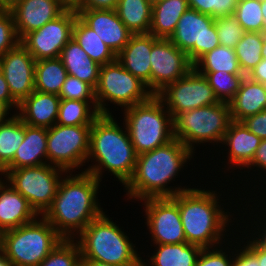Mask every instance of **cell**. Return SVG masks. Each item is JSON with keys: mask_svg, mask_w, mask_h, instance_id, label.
Here are the masks:
<instances>
[{"mask_svg": "<svg viewBox=\"0 0 266 266\" xmlns=\"http://www.w3.org/2000/svg\"><path fill=\"white\" fill-rule=\"evenodd\" d=\"M58 96L63 100L96 101L95 89L71 75L66 77Z\"/></svg>", "mask_w": 266, "mask_h": 266, "instance_id": "cell-41", "label": "cell"}, {"mask_svg": "<svg viewBox=\"0 0 266 266\" xmlns=\"http://www.w3.org/2000/svg\"><path fill=\"white\" fill-rule=\"evenodd\" d=\"M60 100L58 95L34 90L19 103L15 114L26 125L50 128L57 122Z\"/></svg>", "mask_w": 266, "mask_h": 266, "instance_id": "cell-21", "label": "cell"}, {"mask_svg": "<svg viewBox=\"0 0 266 266\" xmlns=\"http://www.w3.org/2000/svg\"><path fill=\"white\" fill-rule=\"evenodd\" d=\"M91 126L55 124L47 128V164L67 173L83 167L89 154Z\"/></svg>", "mask_w": 266, "mask_h": 266, "instance_id": "cell-11", "label": "cell"}, {"mask_svg": "<svg viewBox=\"0 0 266 266\" xmlns=\"http://www.w3.org/2000/svg\"><path fill=\"white\" fill-rule=\"evenodd\" d=\"M251 80L266 85V58H263L247 75Z\"/></svg>", "mask_w": 266, "mask_h": 266, "instance_id": "cell-49", "label": "cell"}, {"mask_svg": "<svg viewBox=\"0 0 266 266\" xmlns=\"http://www.w3.org/2000/svg\"><path fill=\"white\" fill-rule=\"evenodd\" d=\"M197 72L226 71L230 74H243L235 50L226 46H217L201 56L194 64Z\"/></svg>", "mask_w": 266, "mask_h": 266, "instance_id": "cell-32", "label": "cell"}, {"mask_svg": "<svg viewBox=\"0 0 266 266\" xmlns=\"http://www.w3.org/2000/svg\"><path fill=\"white\" fill-rule=\"evenodd\" d=\"M0 102L4 103L10 110H13L15 108L17 113L18 105L19 103L12 97L9 88L8 83L5 80V77L3 76V73L0 69Z\"/></svg>", "mask_w": 266, "mask_h": 266, "instance_id": "cell-47", "label": "cell"}, {"mask_svg": "<svg viewBox=\"0 0 266 266\" xmlns=\"http://www.w3.org/2000/svg\"><path fill=\"white\" fill-rule=\"evenodd\" d=\"M115 119L113 114H100L93 121L87 162L95 161L84 172L101 182L103 173L109 171L125 186L134 173L137 154L124 122L123 128Z\"/></svg>", "mask_w": 266, "mask_h": 266, "instance_id": "cell-3", "label": "cell"}, {"mask_svg": "<svg viewBox=\"0 0 266 266\" xmlns=\"http://www.w3.org/2000/svg\"><path fill=\"white\" fill-rule=\"evenodd\" d=\"M67 76L59 57L38 60L35 63V90L59 95Z\"/></svg>", "mask_w": 266, "mask_h": 266, "instance_id": "cell-31", "label": "cell"}, {"mask_svg": "<svg viewBox=\"0 0 266 266\" xmlns=\"http://www.w3.org/2000/svg\"><path fill=\"white\" fill-rule=\"evenodd\" d=\"M68 7H74L80 0H61Z\"/></svg>", "mask_w": 266, "mask_h": 266, "instance_id": "cell-57", "label": "cell"}, {"mask_svg": "<svg viewBox=\"0 0 266 266\" xmlns=\"http://www.w3.org/2000/svg\"><path fill=\"white\" fill-rule=\"evenodd\" d=\"M77 16V11L73 7H68L56 19L47 22L42 28L28 33L20 43L35 61L58 58L63 47L73 37V26Z\"/></svg>", "mask_w": 266, "mask_h": 266, "instance_id": "cell-14", "label": "cell"}, {"mask_svg": "<svg viewBox=\"0 0 266 266\" xmlns=\"http://www.w3.org/2000/svg\"><path fill=\"white\" fill-rule=\"evenodd\" d=\"M153 245L156 247L154 254L148 255L150 257L146 260L148 263L144 262L145 259H141V266H195L202 250L201 247L187 242Z\"/></svg>", "mask_w": 266, "mask_h": 266, "instance_id": "cell-28", "label": "cell"}, {"mask_svg": "<svg viewBox=\"0 0 266 266\" xmlns=\"http://www.w3.org/2000/svg\"><path fill=\"white\" fill-rule=\"evenodd\" d=\"M234 16L245 32H264L261 0H238Z\"/></svg>", "mask_w": 266, "mask_h": 266, "instance_id": "cell-37", "label": "cell"}, {"mask_svg": "<svg viewBox=\"0 0 266 266\" xmlns=\"http://www.w3.org/2000/svg\"><path fill=\"white\" fill-rule=\"evenodd\" d=\"M261 138L250 132L242 122L231 121L224 135L223 147L228 150L227 165L232 169L240 170L252 161L256 149L260 145ZM225 145V146H224ZM234 167V168H233ZM243 167V168H242Z\"/></svg>", "mask_w": 266, "mask_h": 266, "instance_id": "cell-23", "label": "cell"}, {"mask_svg": "<svg viewBox=\"0 0 266 266\" xmlns=\"http://www.w3.org/2000/svg\"><path fill=\"white\" fill-rule=\"evenodd\" d=\"M142 202L145 223L152 244H179L186 242L178 203L172 197L147 198Z\"/></svg>", "mask_w": 266, "mask_h": 266, "instance_id": "cell-15", "label": "cell"}, {"mask_svg": "<svg viewBox=\"0 0 266 266\" xmlns=\"http://www.w3.org/2000/svg\"><path fill=\"white\" fill-rule=\"evenodd\" d=\"M265 209V210H264ZM260 210H264L265 212H262V213H264L263 215V217L266 219V208H262L261 207V209ZM264 218H260L259 220H257V221H259L260 223H258L257 224V221H255V219H254V223H255V225L257 226H259V224H261L260 226H259V228H258V226H257V228L255 229V230H258L257 232L255 231V230H253L254 231V233L252 234V238L264 249V250H266V220L264 219ZM262 219H264L263 221L265 222V224H264V222L262 223L261 221H262ZM264 224V225H263ZM264 226V227H263ZM262 228V229H261ZM259 233V234H258ZM258 234V235H257ZM256 235V236H258V237H254V236Z\"/></svg>", "mask_w": 266, "mask_h": 266, "instance_id": "cell-50", "label": "cell"}, {"mask_svg": "<svg viewBox=\"0 0 266 266\" xmlns=\"http://www.w3.org/2000/svg\"><path fill=\"white\" fill-rule=\"evenodd\" d=\"M220 247L221 246L202 249L197 258L195 266H231L234 257V251H231V255V247L229 248L227 246L225 249ZM226 249L230 250L227 251ZM227 253H229V255Z\"/></svg>", "mask_w": 266, "mask_h": 266, "instance_id": "cell-43", "label": "cell"}, {"mask_svg": "<svg viewBox=\"0 0 266 266\" xmlns=\"http://www.w3.org/2000/svg\"><path fill=\"white\" fill-rule=\"evenodd\" d=\"M256 168L255 170H252V171H256L258 170L260 174V177L261 176H264L261 175L262 174V171L266 172V139H262L261 142H260V145L258 146V148L256 149V152H255V155L252 159V161L245 167L247 169H252V168ZM262 170L260 171L259 170Z\"/></svg>", "mask_w": 266, "mask_h": 266, "instance_id": "cell-46", "label": "cell"}, {"mask_svg": "<svg viewBox=\"0 0 266 266\" xmlns=\"http://www.w3.org/2000/svg\"><path fill=\"white\" fill-rule=\"evenodd\" d=\"M231 121L229 103L219 102L178 114L173 119V136L194 154L195 144L222 143Z\"/></svg>", "mask_w": 266, "mask_h": 266, "instance_id": "cell-8", "label": "cell"}, {"mask_svg": "<svg viewBox=\"0 0 266 266\" xmlns=\"http://www.w3.org/2000/svg\"><path fill=\"white\" fill-rule=\"evenodd\" d=\"M19 0H0V9H10Z\"/></svg>", "mask_w": 266, "mask_h": 266, "instance_id": "cell-53", "label": "cell"}, {"mask_svg": "<svg viewBox=\"0 0 266 266\" xmlns=\"http://www.w3.org/2000/svg\"><path fill=\"white\" fill-rule=\"evenodd\" d=\"M47 164V128L25 124V137L14 159L3 169L13 170Z\"/></svg>", "mask_w": 266, "mask_h": 266, "instance_id": "cell-24", "label": "cell"}, {"mask_svg": "<svg viewBox=\"0 0 266 266\" xmlns=\"http://www.w3.org/2000/svg\"><path fill=\"white\" fill-rule=\"evenodd\" d=\"M67 8L61 0H19L9 10L21 41L28 33L56 19Z\"/></svg>", "mask_w": 266, "mask_h": 266, "instance_id": "cell-18", "label": "cell"}, {"mask_svg": "<svg viewBox=\"0 0 266 266\" xmlns=\"http://www.w3.org/2000/svg\"><path fill=\"white\" fill-rule=\"evenodd\" d=\"M78 17L117 55L133 33L120 20L115 9L74 8Z\"/></svg>", "mask_w": 266, "mask_h": 266, "instance_id": "cell-19", "label": "cell"}, {"mask_svg": "<svg viewBox=\"0 0 266 266\" xmlns=\"http://www.w3.org/2000/svg\"><path fill=\"white\" fill-rule=\"evenodd\" d=\"M231 119L241 122L266 109V85L245 76L241 87L229 102Z\"/></svg>", "mask_w": 266, "mask_h": 266, "instance_id": "cell-25", "label": "cell"}, {"mask_svg": "<svg viewBox=\"0 0 266 266\" xmlns=\"http://www.w3.org/2000/svg\"><path fill=\"white\" fill-rule=\"evenodd\" d=\"M169 40L187 54L192 64L220 45L215 19L191 8L181 16Z\"/></svg>", "mask_w": 266, "mask_h": 266, "instance_id": "cell-12", "label": "cell"}, {"mask_svg": "<svg viewBox=\"0 0 266 266\" xmlns=\"http://www.w3.org/2000/svg\"><path fill=\"white\" fill-rule=\"evenodd\" d=\"M100 186V181L84 170L76 175L65 174L51 206L42 216L63 239H75L104 212L97 195Z\"/></svg>", "mask_w": 266, "mask_h": 266, "instance_id": "cell-2", "label": "cell"}, {"mask_svg": "<svg viewBox=\"0 0 266 266\" xmlns=\"http://www.w3.org/2000/svg\"><path fill=\"white\" fill-rule=\"evenodd\" d=\"M150 64L151 92L154 95L166 85L184 77L193 68L187 54L164 38H159L153 44Z\"/></svg>", "mask_w": 266, "mask_h": 266, "instance_id": "cell-16", "label": "cell"}, {"mask_svg": "<svg viewBox=\"0 0 266 266\" xmlns=\"http://www.w3.org/2000/svg\"><path fill=\"white\" fill-rule=\"evenodd\" d=\"M68 75L90 84L98 85L100 65L93 61L75 39H71L62 49L60 56Z\"/></svg>", "mask_w": 266, "mask_h": 266, "instance_id": "cell-26", "label": "cell"}, {"mask_svg": "<svg viewBox=\"0 0 266 266\" xmlns=\"http://www.w3.org/2000/svg\"><path fill=\"white\" fill-rule=\"evenodd\" d=\"M11 112V110L4 104L0 102V124L6 122L10 117L9 113Z\"/></svg>", "mask_w": 266, "mask_h": 266, "instance_id": "cell-52", "label": "cell"}, {"mask_svg": "<svg viewBox=\"0 0 266 266\" xmlns=\"http://www.w3.org/2000/svg\"><path fill=\"white\" fill-rule=\"evenodd\" d=\"M0 266H13L0 251Z\"/></svg>", "mask_w": 266, "mask_h": 266, "instance_id": "cell-56", "label": "cell"}, {"mask_svg": "<svg viewBox=\"0 0 266 266\" xmlns=\"http://www.w3.org/2000/svg\"><path fill=\"white\" fill-rule=\"evenodd\" d=\"M188 8V0L153 1L149 34L157 38L169 39L175 32L179 19Z\"/></svg>", "mask_w": 266, "mask_h": 266, "instance_id": "cell-27", "label": "cell"}, {"mask_svg": "<svg viewBox=\"0 0 266 266\" xmlns=\"http://www.w3.org/2000/svg\"><path fill=\"white\" fill-rule=\"evenodd\" d=\"M35 59L19 43L0 58V69L12 97L20 103L35 90Z\"/></svg>", "mask_w": 266, "mask_h": 266, "instance_id": "cell-17", "label": "cell"}, {"mask_svg": "<svg viewBox=\"0 0 266 266\" xmlns=\"http://www.w3.org/2000/svg\"><path fill=\"white\" fill-rule=\"evenodd\" d=\"M73 39L100 66L114 62L116 55L78 16L73 26Z\"/></svg>", "mask_w": 266, "mask_h": 266, "instance_id": "cell-30", "label": "cell"}, {"mask_svg": "<svg viewBox=\"0 0 266 266\" xmlns=\"http://www.w3.org/2000/svg\"><path fill=\"white\" fill-rule=\"evenodd\" d=\"M261 53H262V57H263V58H266V34H265V36H264L263 46H262V51H261Z\"/></svg>", "mask_w": 266, "mask_h": 266, "instance_id": "cell-58", "label": "cell"}, {"mask_svg": "<svg viewBox=\"0 0 266 266\" xmlns=\"http://www.w3.org/2000/svg\"><path fill=\"white\" fill-rule=\"evenodd\" d=\"M159 38L151 34H133L126 46L116 55L117 61L151 91L150 54Z\"/></svg>", "mask_w": 266, "mask_h": 266, "instance_id": "cell-20", "label": "cell"}, {"mask_svg": "<svg viewBox=\"0 0 266 266\" xmlns=\"http://www.w3.org/2000/svg\"><path fill=\"white\" fill-rule=\"evenodd\" d=\"M25 137V123L14 113L0 124V171L13 159Z\"/></svg>", "mask_w": 266, "mask_h": 266, "instance_id": "cell-33", "label": "cell"}, {"mask_svg": "<svg viewBox=\"0 0 266 266\" xmlns=\"http://www.w3.org/2000/svg\"><path fill=\"white\" fill-rule=\"evenodd\" d=\"M99 115L96 101L61 99L56 124L62 126L92 125Z\"/></svg>", "mask_w": 266, "mask_h": 266, "instance_id": "cell-34", "label": "cell"}, {"mask_svg": "<svg viewBox=\"0 0 266 266\" xmlns=\"http://www.w3.org/2000/svg\"><path fill=\"white\" fill-rule=\"evenodd\" d=\"M261 11L264 19V33L266 34V0H261Z\"/></svg>", "mask_w": 266, "mask_h": 266, "instance_id": "cell-55", "label": "cell"}, {"mask_svg": "<svg viewBox=\"0 0 266 266\" xmlns=\"http://www.w3.org/2000/svg\"><path fill=\"white\" fill-rule=\"evenodd\" d=\"M0 178V233L18 228L39 215L28 200Z\"/></svg>", "mask_w": 266, "mask_h": 266, "instance_id": "cell-22", "label": "cell"}, {"mask_svg": "<svg viewBox=\"0 0 266 266\" xmlns=\"http://www.w3.org/2000/svg\"><path fill=\"white\" fill-rule=\"evenodd\" d=\"M63 238L43 217L7 230L0 236V251L13 266H38Z\"/></svg>", "mask_w": 266, "mask_h": 266, "instance_id": "cell-6", "label": "cell"}, {"mask_svg": "<svg viewBox=\"0 0 266 266\" xmlns=\"http://www.w3.org/2000/svg\"><path fill=\"white\" fill-rule=\"evenodd\" d=\"M152 3L151 0H118L115 10L133 34H149Z\"/></svg>", "mask_w": 266, "mask_h": 266, "instance_id": "cell-29", "label": "cell"}, {"mask_svg": "<svg viewBox=\"0 0 266 266\" xmlns=\"http://www.w3.org/2000/svg\"><path fill=\"white\" fill-rule=\"evenodd\" d=\"M193 153L179 140L137 155L134 173L124 186L127 200L138 202L147 198L173 197L191 187L168 186L178 178L180 171L193 157ZM177 176V177H176Z\"/></svg>", "mask_w": 266, "mask_h": 266, "instance_id": "cell-1", "label": "cell"}, {"mask_svg": "<svg viewBox=\"0 0 266 266\" xmlns=\"http://www.w3.org/2000/svg\"><path fill=\"white\" fill-rule=\"evenodd\" d=\"M264 36V32H245L234 48L240 68L246 76L263 59L261 51Z\"/></svg>", "mask_w": 266, "mask_h": 266, "instance_id": "cell-35", "label": "cell"}, {"mask_svg": "<svg viewBox=\"0 0 266 266\" xmlns=\"http://www.w3.org/2000/svg\"><path fill=\"white\" fill-rule=\"evenodd\" d=\"M241 122L250 132L261 139H266V109L245 118Z\"/></svg>", "mask_w": 266, "mask_h": 266, "instance_id": "cell-44", "label": "cell"}, {"mask_svg": "<svg viewBox=\"0 0 266 266\" xmlns=\"http://www.w3.org/2000/svg\"><path fill=\"white\" fill-rule=\"evenodd\" d=\"M87 266H115L108 263L99 262L96 260H83Z\"/></svg>", "mask_w": 266, "mask_h": 266, "instance_id": "cell-54", "label": "cell"}, {"mask_svg": "<svg viewBox=\"0 0 266 266\" xmlns=\"http://www.w3.org/2000/svg\"><path fill=\"white\" fill-rule=\"evenodd\" d=\"M153 95L147 85L127 71L117 59L100 67L99 81L95 88L99 114L112 115L106 107L107 101L122 107V110L146 102Z\"/></svg>", "mask_w": 266, "mask_h": 266, "instance_id": "cell-9", "label": "cell"}, {"mask_svg": "<svg viewBox=\"0 0 266 266\" xmlns=\"http://www.w3.org/2000/svg\"><path fill=\"white\" fill-rule=\"evenodd\" d=\"M65 174L67 172L61 168L44 164L2 170L0 175H3L5 181L26 198L35 212L42 216L51 206Z\"/></svg>", "mask_w": 266, "mask_h": 266, "instance_id": "cell-10", "label": "cell"}, {"mask_svg": "<svg viewBox=\"0 0 266 266\" xmlns=\"http://www.w3.org/2000/svg\"><path fill=\"white\" fill-rule=\"evenodd\" d=\"M75 266H87L83 260H80Z\"/></svg>", "mask_w": 266, "mask_h": 266, "instance_id": "cell-59", "label": "cell"}, {"mask_svg": "<svg viewBox=\"0 0 266 266\" xmlns=\"http://www.w3.org/2000/svg\"><path fill=\"white\" fill-rule=\"evenodd\" d=\"M215 28L219 44L233 49L245 33L234 15L215 18Z\"/></svg>", "mask_w": 266, "mask_h": 266, "instance_id": "cell-39", "label": "cell"}, {"mask_svg": "<svg viewBox=\"0 0 266 266\" xmlns=\"http://www.w3.org/2000/svg\"><path fill=\"white\" fill-rule=\"evenodd\" d=\"M238 0H188V6L202 14L218 18L234 15Z\"/></svg>", "mask_w": 266, "mask_h": 266, "instance_id": "cell-40", "label": "cell"}, {"mask_svg": "<svg viewBox=\"0 0 266 266\" xmlns=\"http://www.w3.org/2000/svg\"><path fill=\"white\" fill-rule=\"evenodd\" d=\"M217 193L216 190L195 187L172 197L178 203L187 243L202 249L214 248L221 246L222 242L225 243L226 231L229 232L227 228L235 218L228 209L225 212L224 205H220L221 195Z\"/></svg>", "mask_w": 266, "mask_h": 266, "instance_id": "cell-4", "label": "cell"}, {"mask_svg": "<svg viewBox=\"0 0 266 266\" xmlns=\"http://www.w3.org/2000/svg\"><path fill=\"white\" fill-rule=\"evenodd\" d=\"M246 239L247 244H244L257 256L259 266H266V250H264L253 238L251 239V236H247L244 238V240Z\"/></svg>", "mask_w": 266, "mask_h": 266, "instance_id": "cell-51", "label": "cell"}, {"mask_svg": "<svg viewBox=\"0 0 266 266\" xmlns=\"http://www.w3.org/2000/svg\"><path fill=\"white\" fill-rule=\"evenodd\" d=\"M20 43L9 9H0V58Z\"/></svg>", "mask_w": 266, "mask_h": 266, "instance_id": "cell-42", "label": "cell"}, {"mask_svg": "<svg viewBox=\"0 0 266 266\" xmlns=\"http://www.w3.org/2000/svg\"><path fill=\"white\" fill-rule=\"evenodd\" d=\"M239 243L238 249L234 251V257L231 266H259L257 256L244 244Z\"/></svg>", "mask_w": 266, "mask_h": 266, "instance_id": "cell-45", "label": "cell"}, {"mask_svg": "<svg viewBox=\"0 0 266 266\" xmlns=\"http://www.w3.org/2000/svg\"><path fill=\"white\" fill-rule=\"evenodd\" d=\"M156 96L173 119L183 112L219 103L207 79L194 68L184 77L166 85Z\"/></svg>", "mask_w": 266, "mask_h": 266, "instance_id": "cell-13", "label": "cell"}, {"mask_svg": "<svg viewBox=\"0 0 266 266\" xmlns=\"http://www.w3.org/2000/svg\"><path fill=\"white\" fill-rule=\"evenodd\" d=\"M81 260L75 239H63L38 266H75Z\"/></svg>", "mask_w": 266, "mask_h": 266, "instance_id": "cell-38", "label": "cell"}, {"mask_svg": "<svg viewBox=\"0 0 266 266\" xmlns=\"http://www.w3.org/2000/svg\"><path fill=\"white\" fill-rule=\"evenodd\" d=\"M78 238V239H77ZM81 260H96L115 266H141V255L124 229L103 212L75 237Z\"/></svg>", "mask_w": 266, "mask_h": 266, "instance_id": "cell-5", "label": "cell"}, {"mask_svg": "<svg viewBox=\"0 0 266 266\" xmlns=\"http://www.w3.org/2000/svg\"><path fill=\"white\" fill-rule=\"evenodd\" d=\"M207 79L219 102L229 103L241 87L246 75L230 74L224 71L198 72Z\"/></svg>", "mask_w": 266, "mask_h": 266, "instance_id": "cell-36", "label": "cell"}, {"mask_svg": "<svg viewBox=\"0 0 266 266\" xmlns=\"http://www.w3.org/2000/svg\"><path fill=\"white\" fill-rule=\"evenodd\" d=\"M123 110L122 122L137 155L152 151L174 139L173 118L156 95Z\"/></svg>", "mask_w": 266, "mask_h": 266, "instance_id": "cell-7", "label": "cell"}, {"mask_svg": "<svg viewBox=\"0 0 266 266\" xmlns=\"http://www.w3.org/2000/svg\"><path fill=\"white\" fill-rule=\"evenodd\" d=\"M118 0H80L73 8L116 9Z\"/></svg>", "mask_w": 266, "mask_h": 266, "instance_id": "cell-48", "label": "cell"}]
</instances>
